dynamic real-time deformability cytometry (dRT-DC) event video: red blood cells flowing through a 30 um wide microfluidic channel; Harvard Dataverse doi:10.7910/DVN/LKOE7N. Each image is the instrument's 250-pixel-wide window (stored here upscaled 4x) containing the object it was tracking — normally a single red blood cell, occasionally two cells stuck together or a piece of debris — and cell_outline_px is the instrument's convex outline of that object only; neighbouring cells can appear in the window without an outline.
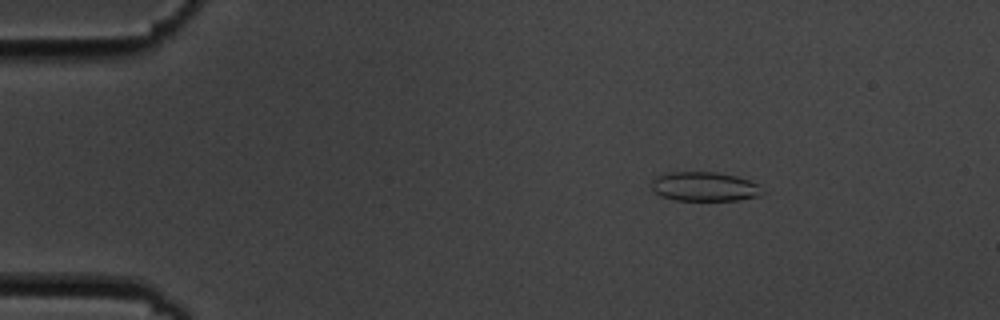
{"species": "common noctule bat (a hibernating species)", "species_latin": "Nyctalus noctula", "temperature_condition": "cold", "stored_images_in_passage": 49, "camera_frame_rate_fps": 3000, "um_per_image_px": 0.085, "animal": {"sex": "male", "body_mass_g": 19.5, "forearm_length_mm": 54.6}, "frame": {"image": 1, "passage_image": 2, "time_ms": 0.333, "image_size_px": [1000, 320], "cell_outline_px": [[764, 192], [760, 196], [736, 200], [676, 200], [660, 196], [652, 188], [652, 180], [656, 176], [664, 172], [716, 172], [736, 176], [760, 184]], "centroid_in_image_um": [59.89, 15.85], "position_along_channel_um": 25.1, "area_um2": 19.02}}
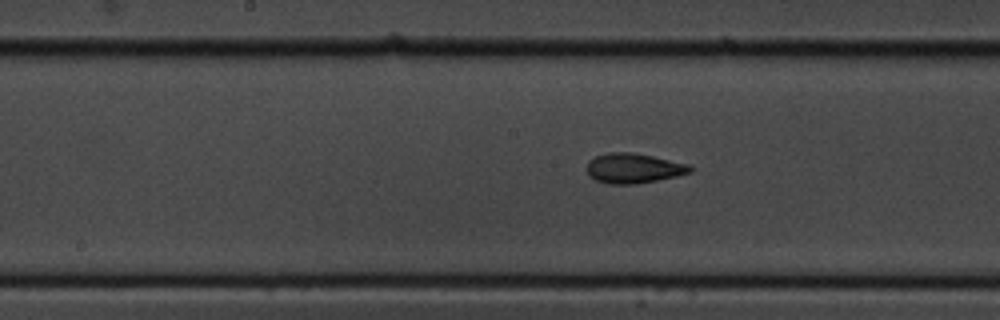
{"frame": {"image": 2, "passage_image": 22, "time_ms": 7.0, "image_size_px": [1000, 320], "cell_outline_px": [[692, 172], [676, 176], [636, 184], [608, 184], [596, 180], [588, 172], [588, 160], [596, 156], [608, 152], [632, 152], [652, 156], [688, 164], [692, 168]], "centroid_in_image_um": [53.85, 14.3], "position_along_channel_um": 194.3, "area_um2": 17.8}}
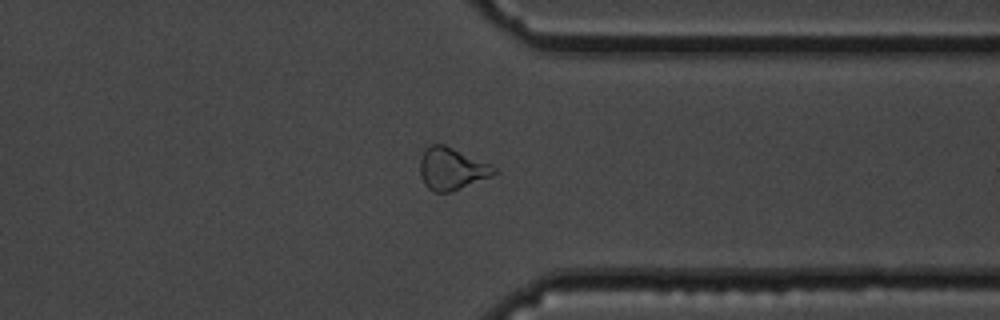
{"frame": {"image": 3, "passage_image": 37, "time_ms": 12.0, "image_size_px": [1000, 320], "cell_outline_px": [[500, 172], [492, 176], [452, 192], [432, 192], [424, 184], [420, 176], [420, 160], [424, 148], [432, 144], [444, 144], [488, 164], [496, 168]], "centroid_in_image_um": [38.37, 14.36], "position_along_channel_um": 373.0, "area_um2": 18.21}, "authors_computed_cell_mechanics": {"area_um2": 18.0914, "velocity_mm_per_s": 3.615, "shape_relaxation_time_tau1_ms": 4.51, "shape_relaxation_time_tau2_ms": 2.5454, "deformation_change_tau1": 0.1227, "deformation_change_tau2": 0.1023}}